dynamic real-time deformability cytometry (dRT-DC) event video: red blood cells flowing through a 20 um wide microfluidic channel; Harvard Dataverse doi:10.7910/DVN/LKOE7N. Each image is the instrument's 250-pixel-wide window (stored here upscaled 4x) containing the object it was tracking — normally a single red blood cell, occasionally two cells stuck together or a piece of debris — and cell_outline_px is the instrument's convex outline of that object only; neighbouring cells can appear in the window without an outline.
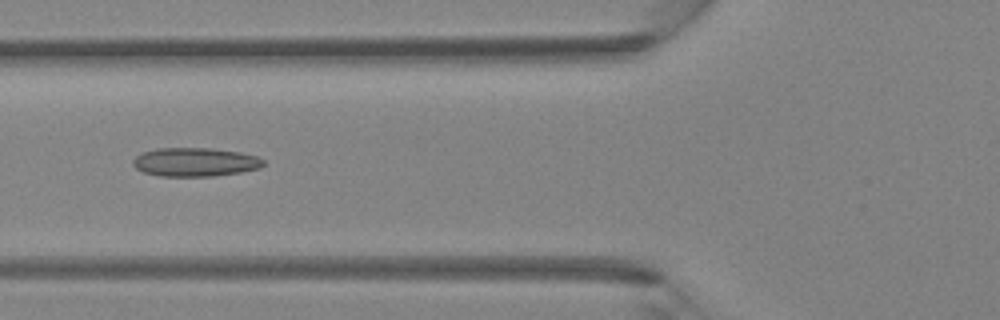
{"species": "Egyptian fruit bat (a non-hibernating species)", "species_latin": "Rousettus aegyptiacus", "temperature_condition": "room temperature", "stored_images_in_passage": 44, "camera_frame_rate_fps": 3000, "um_per_image_px": 0.085, "animal": {"sex": "female"}, "frame": {"image": 1, "passage_image": 17, "time_ms": 5.333, "image_size_px": [1000, 320], "cell_outline_px": [[264, 164], [260, 168], [240, 172], [212, 176], [160, 176], [144, 172], [136, 168], [132, 164], [132, 160], [140, 152], [156, 148], [212, 148], [240, 152], [256, 156], [264, 160]], "centroid_in_image_um": [16.55, 13.77], "position_along_channel_um": 109.2, "area_um2": 21.91}}
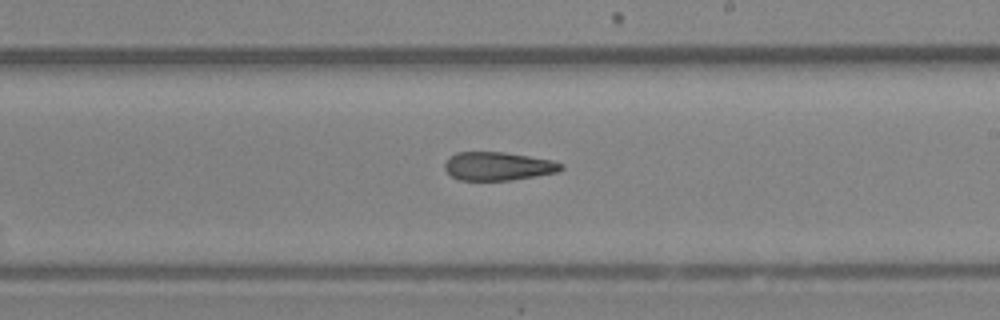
{"frame": {"image": 2, "passage_image": 26, "time_ms": 8.333, "image_size_px": [1000, 320], "cell_outline_px": [[564, 168], [560, 172], [512, 180], [460, 180], [452, 176], [444, 168], [444, 164], [448, 156], [456, 152], [504, 152], [552, 160], [564, 164]], "centroid_in_image_um": [42.35, 14.12], "position_along_channel_um": 246.7, "area_um2": 19.42}}
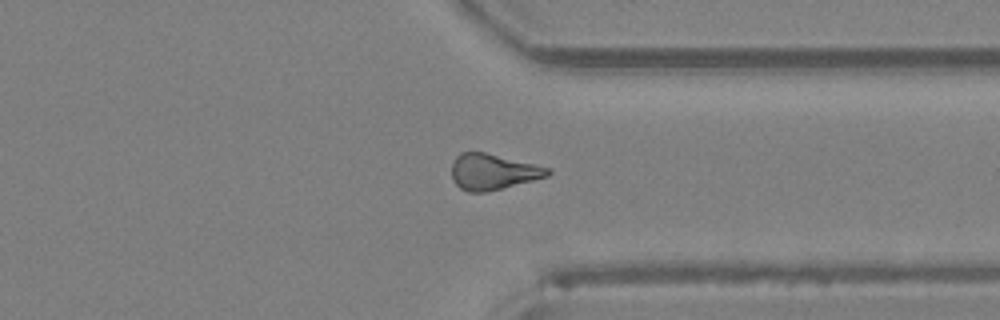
{"frame": {"image": 3, "passage_image": 34, "time_ms": 11.0, "image_size_px": [1000, 320], "cell_outline_px": [[552, 172], [548, 176], [488, 192], [468, 192], [460, 188], [452, 180], [452, 164], [456, 156], [460, 152], [484, 152], [548, 168]], "centroid_in_image_um": [41.85, 14.61], "position_along_channel_um": 369.6, "area_um2": 19.83}}